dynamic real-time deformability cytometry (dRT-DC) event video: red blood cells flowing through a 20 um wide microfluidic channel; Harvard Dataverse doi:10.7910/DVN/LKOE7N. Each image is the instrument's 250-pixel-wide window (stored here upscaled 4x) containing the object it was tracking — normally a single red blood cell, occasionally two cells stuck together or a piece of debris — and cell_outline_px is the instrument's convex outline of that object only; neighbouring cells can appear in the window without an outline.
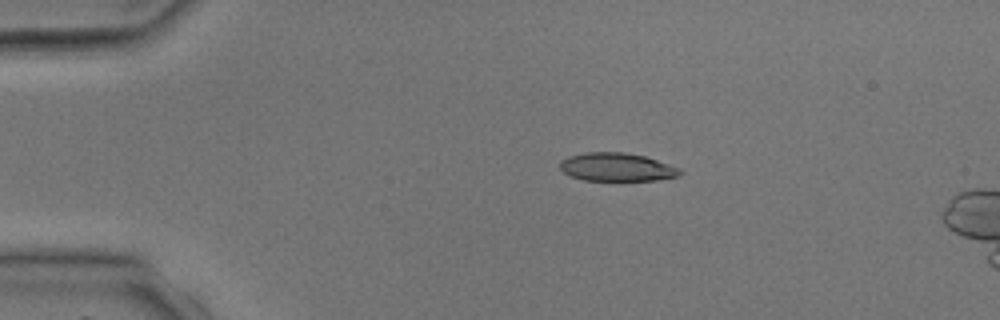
{"species": "common noctule bat (a hibernating species)", "species_latin": "Nyctalus noctula", "temperature_condition": "room temperature", "stored_images_in_passage": 5, "camera_frame_rate_fps": 3000, "um_per_image_px": 0.085, "animal": {"sex": "male", "body_mass_g": 17.9, "forearm_length_mm": 54.2}, "frame": {"image": 1, "passage_image": 3, "time_ms": 2.333, "image_size_px": [1000, 320], "cell_outline_px": [[684, 172], [680, 176], [656, 180], [584, 180], [572, 176], [564, 172], [560, 168], [560, 160], [568, 156], [588, 152], [624, 152], [644, 156], [680, 168]], "centroid_in_image_um": [52.44, 14.2], "position_along_channel_um": 32.6, "area_um2": 19.71}}